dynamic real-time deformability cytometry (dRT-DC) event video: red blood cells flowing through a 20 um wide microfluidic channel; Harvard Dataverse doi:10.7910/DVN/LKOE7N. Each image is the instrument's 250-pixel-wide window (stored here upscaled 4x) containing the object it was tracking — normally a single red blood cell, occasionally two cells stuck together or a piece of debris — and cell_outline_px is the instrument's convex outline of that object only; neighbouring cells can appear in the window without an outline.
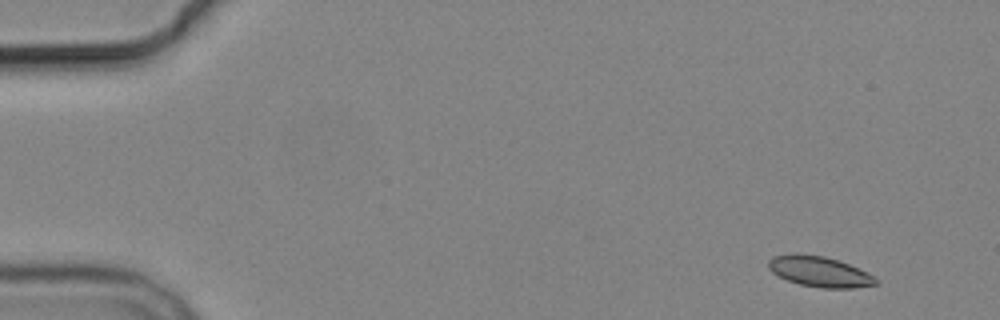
{"species": "common noctule bat (a hibernating species)", "species_latin": "Nyctalus noctula", "temperature_condition": "cold", "stored_images_in_passage": 8, "camera_frame_rate_fps": 3000, "um_per_image_px": 0.085, "animal": {"sex": "male", "body_mass_g": 19.2, "forearm_length_mm": 51.8}, "frame": {"image": 1, "passage_image": 1, "time_ms": 0.0, "image_size_px": [1000, 320], "cell_outline_px": [[880, 284], [856, 288], [824, 288], [800, 284], [788, 280], [772, 272], [768, 268], [768, 260], [772, 256], [796, 252], [824, 256], [848, 264], [880, 280]], "centroid_in_image_um": [69.64, 23.08], "position_along_channel_um": 15.4, "area_um2": 19.07}}
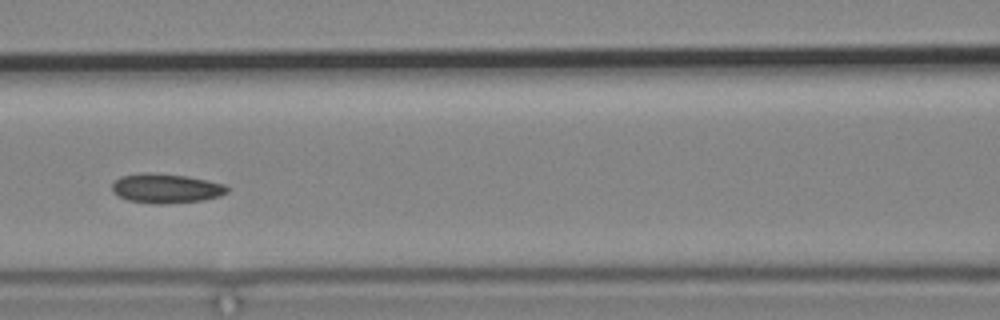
{"frame": {"image": 2, "passage_image": 7, "time_ms": 7.0, "image_size_px": [1000, 320], "cell_outline_px": [[228, 192], [220, 196], [204, 200], [160, 204], [152, 204], [128, 200], [112, 192], [112, 184], [120, 176], [144, 172], [152, 172], [188, 176], [224, 184], [228, 188]], "centroid_in_image_um": [14.1, 16.0], "position_along_channel_um": 152.5, "area_um2": 19.83}}
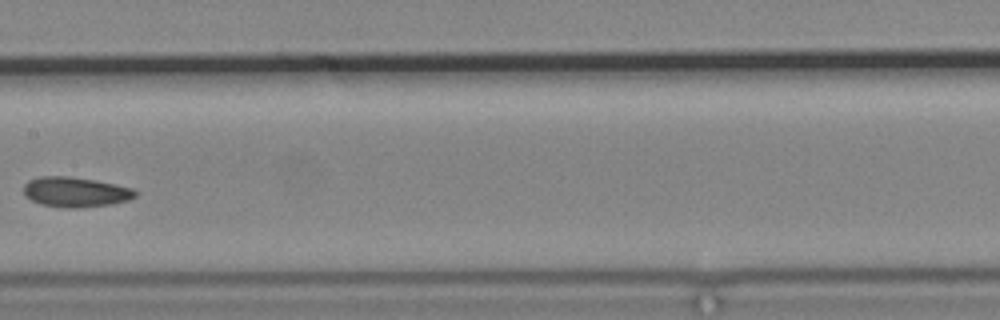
{"frame": {"image": 3, "passage_image": 8, "time_ms": 8.333, "image_size_px": [1000, 320], "cell_outline_px": [[136, 196], [128, 200], [112, 204], [80, 208], [64, 208], [40, 204], [24, 196], [24, 184], [28, 180], [40, 176], [68, 176], [96, 180], [132, 188], [136, 192]], "centroid_in_image_um": [6.39, 16.32], "position_along_channel_um": 201.0, "area_um2": 19.65}}